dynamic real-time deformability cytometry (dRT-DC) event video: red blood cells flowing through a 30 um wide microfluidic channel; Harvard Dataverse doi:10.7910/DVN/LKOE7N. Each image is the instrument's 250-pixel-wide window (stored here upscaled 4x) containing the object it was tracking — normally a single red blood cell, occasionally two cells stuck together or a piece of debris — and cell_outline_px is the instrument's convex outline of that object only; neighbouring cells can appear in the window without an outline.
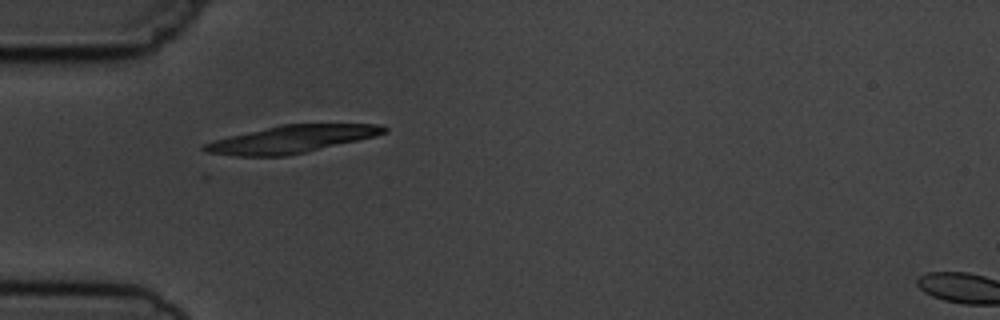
{"species": "common noctule bat (a hibernating species)", "species_latin": "Nyctalus noctula", "temperature_condition": "cold", "stored_images_in_passage": 2, "camera_frame_rate_fps": 3000, "um_per_image_px": 0.085, "animal": {"sex": "male", "body_mass_g": 19.5, "forearm_length_mm": 54.6}, "frame": {"image": 1, "passage_image": 1, "time_ms": 0.0, "image_size_px": [1000, 320], "cell_outline_px": [[388, 128], [384, 132], [372, 136], [356, 140], [288, 156], [236, 156], [208, 152], [200, 148], [204, 144], [212, 140], [228, 136], [280, 124], [380, 124]], "centroid_in_image_um": [24.69, 11.83], "position_along_channel_um": 60.3, "area_um2": 28.38}}
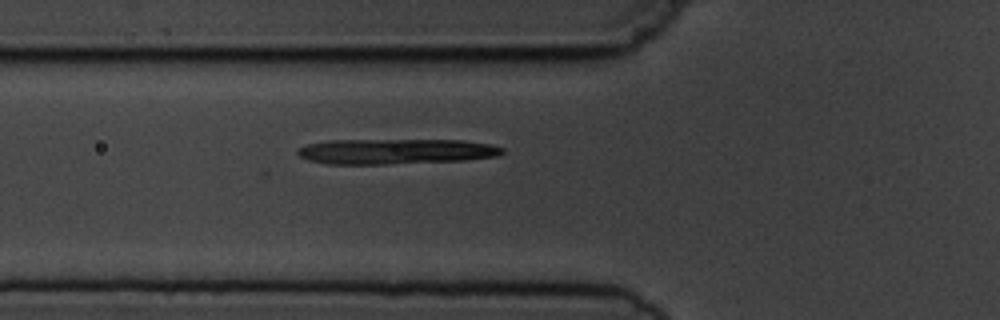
{"frame": {"image": 2, "passage_image": 2, "time_ms": 1.0, "image_size_px": [1000, 320], "cell_outline_px": [[504, 152], [500, 156], [468, 160], [384, 164], [328, 164], [308, 160], [300, 156], [296, 152], [296, 148], [308, 144], [328, 140], [464, 140], [492, 144], [504, 148]], "centroid_in_image_um": [33.67, 12.87], "position_along_channel_um": 92.1, "area_um2": 30.52}}